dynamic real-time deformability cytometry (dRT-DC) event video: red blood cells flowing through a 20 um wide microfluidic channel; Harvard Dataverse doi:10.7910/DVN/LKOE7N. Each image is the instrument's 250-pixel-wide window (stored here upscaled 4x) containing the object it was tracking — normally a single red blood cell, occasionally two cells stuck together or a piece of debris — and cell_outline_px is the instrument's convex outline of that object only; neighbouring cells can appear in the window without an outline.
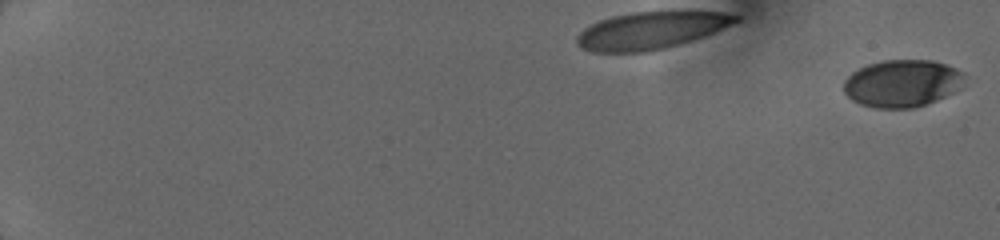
{"species": "human", "species_latin": "Homo sapiens", "temperature_condition": "cold", "stored_images_in_passage": 9, "camera_frame_rate_fps": 3000, "um_per_image_px": 0.085, "donor": {"sex": "female"}, "frame": {"image": 1, "passage_image": 1, "time_ms": 0.0, "image_size_px": [1000, 240], "cell_outline_px": [[964, 76], [952, 92], [936, 100], [912, 108], [876, 108], [860, 104], [852, 100], [844, 92], [844, 80], [852, 72], [868, 64], [884, 60], [932, 60], [956, 68], [964, 72]], "centroid_in_image_um": [76.62, 7.08], "position_along_channel_um": 8.4, "area_um2": 32.83}}